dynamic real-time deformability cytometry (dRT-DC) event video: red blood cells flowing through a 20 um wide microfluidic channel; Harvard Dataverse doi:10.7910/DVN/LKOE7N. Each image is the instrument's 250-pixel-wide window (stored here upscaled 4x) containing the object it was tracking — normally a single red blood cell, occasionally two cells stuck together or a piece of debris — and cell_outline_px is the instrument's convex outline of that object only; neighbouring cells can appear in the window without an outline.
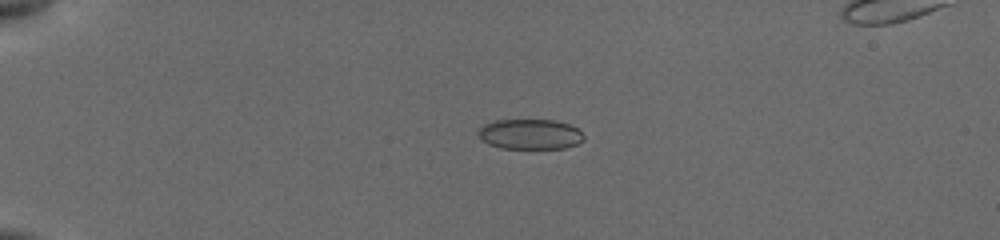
{"species": "common noctule bat (a hibernating species)", "species_latin": "Nyctalus noctula", "temperature_condition": "cold", "stored_images_in_passage": 6, "camera_frame_rate_fps": 3000, "um_per_image_px": 0.085, "animal": {"sex": "female", "body_mass_g": 19.5, "forearm_length_mm": 54.1}, "frame": {"image": 1, "passage_image": 2, "time_ms": 1.0, "image_size_px": [1000, 240], "cell_outline_px": [[584, 140], [576, 144], [564, 148], [536, 152], [500, 148], [488, 144], [480, 140], [476, 132], [484, 124], [492, 120], [556, 120], [568, 124], [576, 128], [584, 136]], "centroid_in_image_um": [45.02, 11.46], "position_along_channel_um": 40.0, "area_um2": 19.59}}
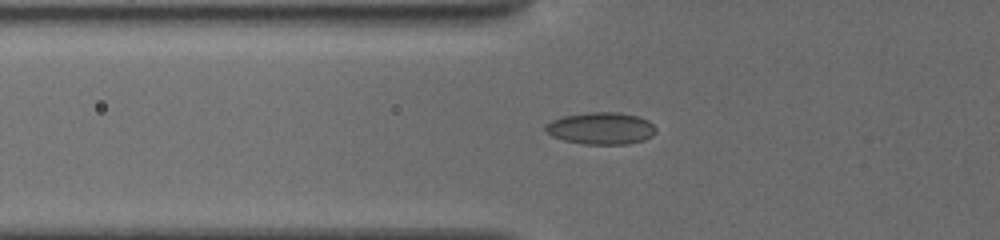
{"frame": {"image": 2, "passage_image": 5, "time_ms": 3.333, "image_size_px": [1000, 240], "cell_outline_px": [[656, 132], [652, 136], [644, 140], [628, 144], [584, 144], [564, 140], [552, 136], [544, 128], [552, 120], [564, 116], [588, 112], [620, 112], [636, 116], [648, 120], [656, 128]], "centroid_in_image_um": [51.12, 10.91], "position_along_channel_um": 74.7, "area_um2": 20.52}}